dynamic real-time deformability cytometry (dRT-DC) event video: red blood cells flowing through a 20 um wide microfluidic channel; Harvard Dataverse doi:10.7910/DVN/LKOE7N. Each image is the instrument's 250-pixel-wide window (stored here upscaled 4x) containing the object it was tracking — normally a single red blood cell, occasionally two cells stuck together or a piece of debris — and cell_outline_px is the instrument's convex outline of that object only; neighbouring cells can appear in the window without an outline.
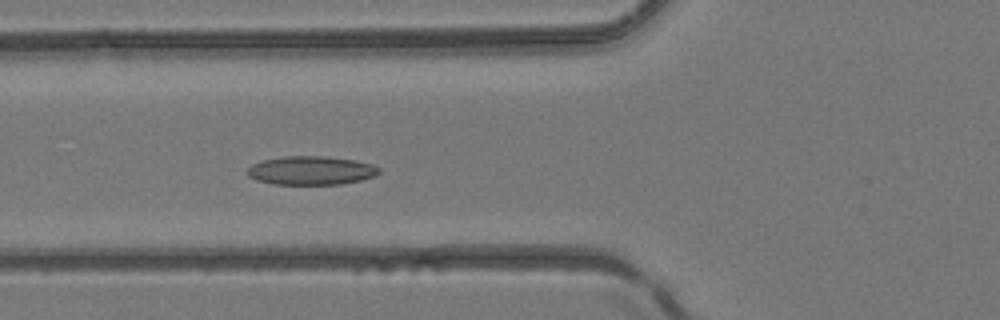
{"species": "common noctule bat (a hibernating species)", "species_latin": "Nyctalus noctula", "temperature_condition": "room temperature", "stored_images_in_passage": 6, "camera_frame_rate_fps": 3000, "um_per_image_px": 0.085, "animal": {"sex": "female", "body_mass_g": 24.6, "forearm_length_mm": 56.2}, "frame": {"image": 1, "passage_image": 6, "time_ms": 5.667, "image_size_px": [1000, 320], "cell_outline_px": [[380, 172], [376, 176], [360, 180], [340, 184], [272, 184], [256, 180], [248, 176], [244, 172], [252, 164], [260, 160], [284, 156], [324, 156], [356, 160], [372, 164], [380, 168]], "centroid_in_image_um": [26.41, 14.48], "position_along_channel_um": 99.4, "area_um2": 22.25}}